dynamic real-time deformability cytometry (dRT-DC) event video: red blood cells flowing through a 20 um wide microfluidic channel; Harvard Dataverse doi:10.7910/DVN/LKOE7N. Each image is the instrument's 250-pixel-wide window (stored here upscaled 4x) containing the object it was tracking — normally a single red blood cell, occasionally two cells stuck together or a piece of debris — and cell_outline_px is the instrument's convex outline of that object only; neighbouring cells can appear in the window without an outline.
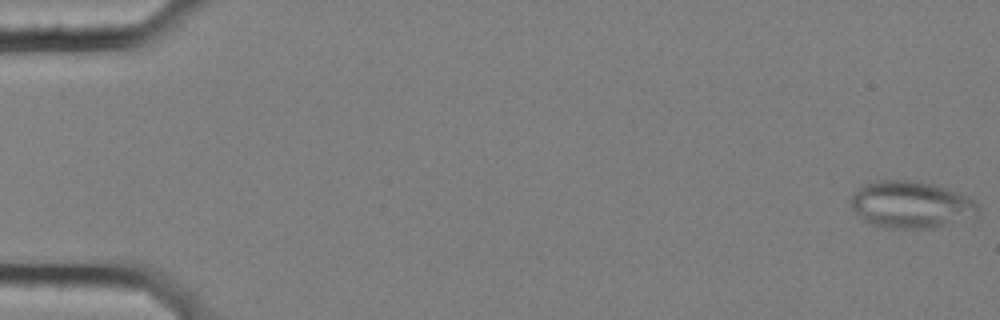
{"species": "common noctule bat (a hibernating species)", "species_latin": "Nyctalus noctula", "temperature_condition": "cold", "stored_images_in_passage": 57, "segment_of_instrument_passage": [1, 2], "camera_frame_rate_fps": 3000, "um_per_image_px": 0.085, "animal": {"sex": "female", "body_mass_g": 25.1}, "frame": {"image": 1, "passage_image": 1, "time_ms": 0.0, "image_size_px": [1000, 320], "cell_outline_px": [[980, 212], [976, 216], [936, 228], [888, 228], [864, 220], [848, 204], [848, 200], [864, 184], [872, 180], [916, 180], [932, 184], [972, 196], [980, 208]], "centroid_in_image_um": [77.48, 17.38], "position_along_channel_um": 7.5, "area_um2": 35.2}}
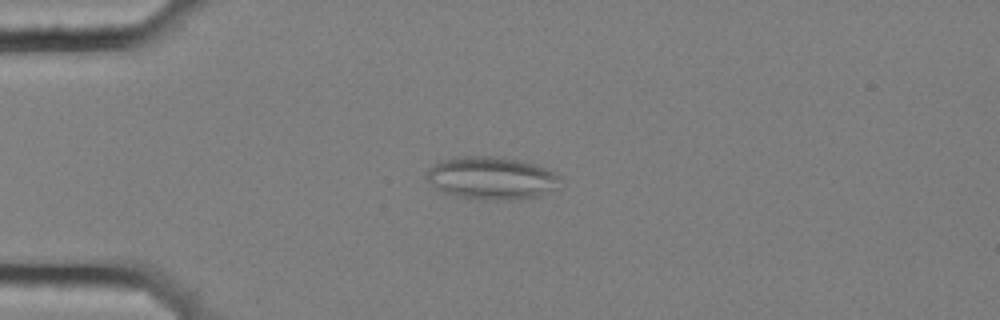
{"frame": {"image": 2, "passage_image": 15, "time_ms": 4.667, "image_size_px": [1000, 320], "cell_outline_px": [[564, 188], [540, 196], [520, 200], [496, 200], [456, 196], [440, 192], [424, 176], [428, 168], [440, 160], [456, 156], [500, 156], [532, 164], [544, 168], [560, 176], [564, 180]], "centroid_in_image_um": [41.84, 15.15], "position_along_channel_um": 43.2, "area_um2": 34.04}}